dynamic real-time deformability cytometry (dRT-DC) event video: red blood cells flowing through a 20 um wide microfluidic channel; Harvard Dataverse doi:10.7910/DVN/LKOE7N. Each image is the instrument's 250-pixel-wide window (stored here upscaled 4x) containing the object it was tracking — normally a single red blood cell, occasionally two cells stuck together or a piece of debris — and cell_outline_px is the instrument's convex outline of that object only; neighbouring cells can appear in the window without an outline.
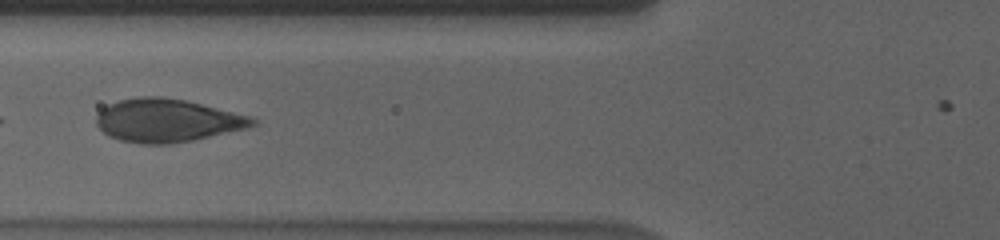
{"species": "human", "species_latin": "Homo sapiens", "temperature_condition": "cold", "stored_images_in_passage": 8, "camera_frame_rate_fps": 3000, "um_per_image_px": 0.085, "donor": {"sex": "male"}, "frame": {"image": 1, "passage_image": 5, "time_ms": 1.333, "image_size_px": [1000, 240], "cell_outline_px": [[256, 124], [248, 128], [192, 140], [172, 144], [140, 144], [120, 140], [108, 136], [96, 124], [96, 116], [108, 104], [120, 100], [140, 96], [160, 96], [188, 100], [248, 116], [256, 120]], "centroid_in_image_um": [14.18, 10.24], "position_along_channel_um": 111.6, "area_um2": 39.19}}